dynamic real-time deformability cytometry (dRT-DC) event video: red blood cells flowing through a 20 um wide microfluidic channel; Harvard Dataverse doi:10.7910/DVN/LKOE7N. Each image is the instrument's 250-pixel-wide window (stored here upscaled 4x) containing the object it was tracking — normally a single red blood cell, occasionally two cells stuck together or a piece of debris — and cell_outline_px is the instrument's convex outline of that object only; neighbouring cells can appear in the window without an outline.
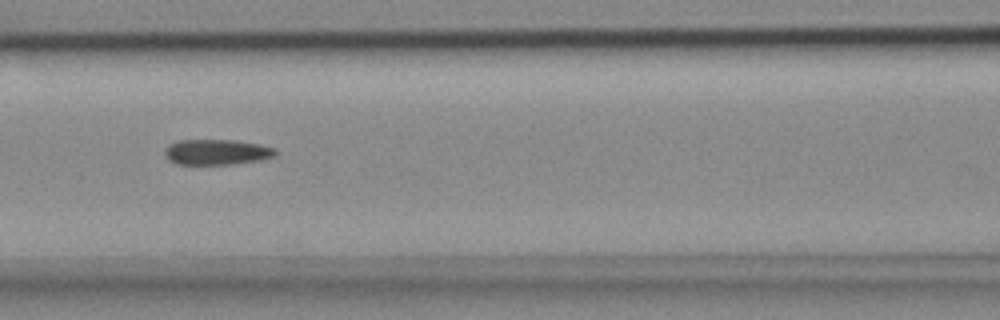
{"species": "common noctule bat (a hibernating species)", "species_latin": "Nyctalus noctula", "temperature_condition": "cold", "stored_images_in_passage": 8, "camera_frame_rate_fps": 3000, "um_per_image_px": 0.085, "animal": {"sex": "female", "body_mass_g": 18.4}, "frame": {"image": 1, "passage_image": 7, "time_ms": 2.0, "image_size_px": [1000, 320], "cell_outline_px": [[276, 156], [260, 160], [232, 164], [176, 164], [168, 160], [164, 152], [168, 144], [180, 140], [236, 140], [260, 144], [276, 148]], "centroid_in_image_um": [18.43, 12.92], "position_along_channel_um": 148.2, "area_um2": 16.53}}
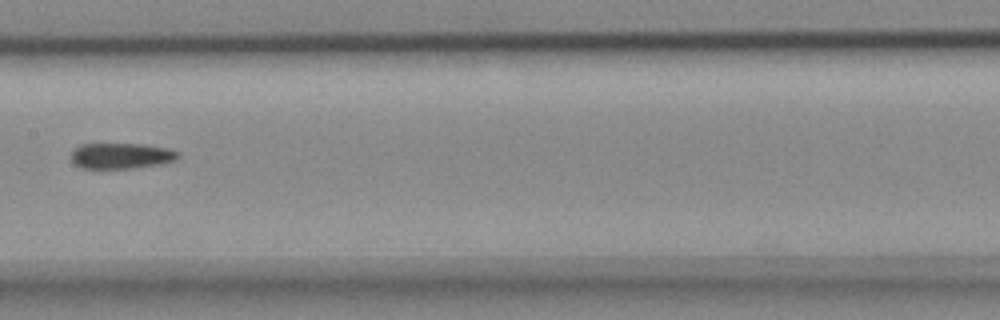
{"frame": {"image": 2, "passage_image": 8, "time_ms": 2.333, "image_size_px": [1000, 320], "cell_outline_px": [[180, 156], [176, 160], [164, 164], [132, 168], [84, 168], [76, 164], [72, 160], [72, 152], [80, 144], [144, 144], [168, 148], [180, 152]], "centroid_in_image_um": [10.38, 13.24], "position_along_channel_um": 197.0, "area_um2": 16.07}}